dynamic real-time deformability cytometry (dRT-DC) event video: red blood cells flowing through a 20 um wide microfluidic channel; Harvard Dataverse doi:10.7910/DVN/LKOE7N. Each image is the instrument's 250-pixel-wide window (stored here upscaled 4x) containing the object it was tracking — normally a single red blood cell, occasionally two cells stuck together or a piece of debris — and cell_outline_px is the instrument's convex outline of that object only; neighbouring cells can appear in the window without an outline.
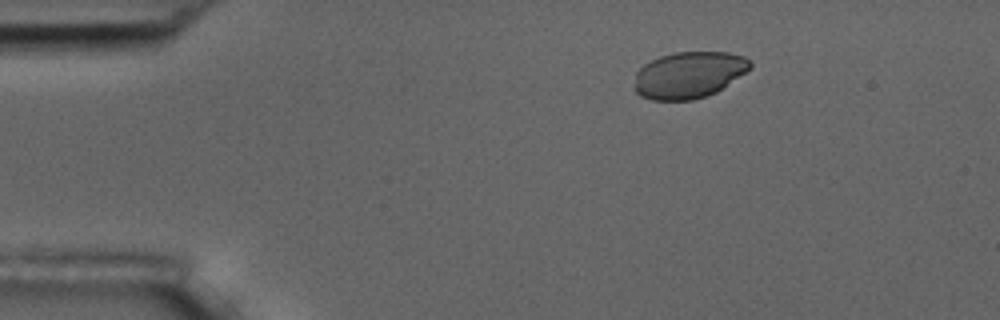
{"species": "common noctule bat (a hibernating species)", "species_latin": "Nyctalus noctula", "temperature_condition": "room temperature", "stored_images_in_passage": 2, "camera_frame_rate_fps": 3000, "um_per_image_px": 0.085, "animal": {"sex": "male", "body_mass_g": 17.5, "forearm_length_mm": 52.3}, "frame": {"image": 1, "passage_image": 1, "time_ms": 0.0, "image_size_px": [1000, 320], "cell_outline_px": [[752, 68], [716, 92], [692, 100], [652, 100], [640, 96], [636, 92], [636, 72], [644, 64], [660, 56], [676, 52], [728, 52], [744, 56], [752, 64]], "centroid_in_image_um": [58.56, 6.36], "position_along_channel_um": 26.4, "area_um2": 31.21}}